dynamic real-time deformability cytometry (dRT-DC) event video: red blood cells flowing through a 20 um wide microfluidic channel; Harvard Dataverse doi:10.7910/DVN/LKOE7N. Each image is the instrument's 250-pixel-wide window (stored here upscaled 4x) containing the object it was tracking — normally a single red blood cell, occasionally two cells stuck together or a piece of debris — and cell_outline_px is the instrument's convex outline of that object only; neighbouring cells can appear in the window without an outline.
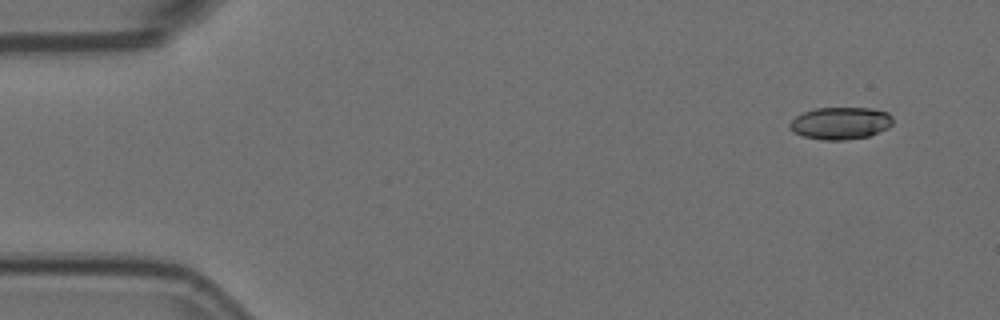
{"species": "Egyptian fruit bat (a non-hibernating species)", "species_latin": "Rousettus aegyptiacus", "temperature_condition": "room temperature", "stored_images_in_passage": 5, "camera_frame_rate_fps": 3000, "um_per_image_px": 0.085, "animal": {"sex": "female"}, "frame": {"image": 1, "passage_image": 1, "time_ms": 0.0, "image_size_px": [1000, 320], "cell_outline_px": [[892, 124], [888, 128], [868, 136], [848, 140], [824, 140], [804, 136], [792, 132], [788, 128], [788, 124], [796, 116], [804, 112], [816, 108], [872, 108], [888, 112], [892, 116]], "centroid_in_image_um": [71.43, 10.47], "position_along_channel_um": 13.6, "area_um2": 19.48}}
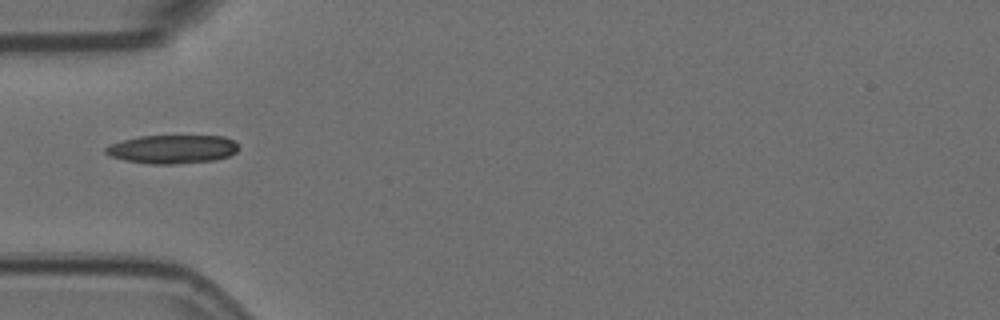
{"frame": {"image": 2, "passage_image": 5, "time_ms": 1.333, "image_size_px": [1000, 320], "cell_outline_px": [[240, 148], [236, 152], [228, 156], [216, 160], [172, 164], [152, 164], [124, 160], [112, 156], [104, 152], [104, 148], [112, 144], [124, 140], [140, 136], [224, 136], [236, 140]], "centroid_in_image_um": [14.71, 12.68], "position_along_channel_um": 70.3, "area_um2": 22.14}}